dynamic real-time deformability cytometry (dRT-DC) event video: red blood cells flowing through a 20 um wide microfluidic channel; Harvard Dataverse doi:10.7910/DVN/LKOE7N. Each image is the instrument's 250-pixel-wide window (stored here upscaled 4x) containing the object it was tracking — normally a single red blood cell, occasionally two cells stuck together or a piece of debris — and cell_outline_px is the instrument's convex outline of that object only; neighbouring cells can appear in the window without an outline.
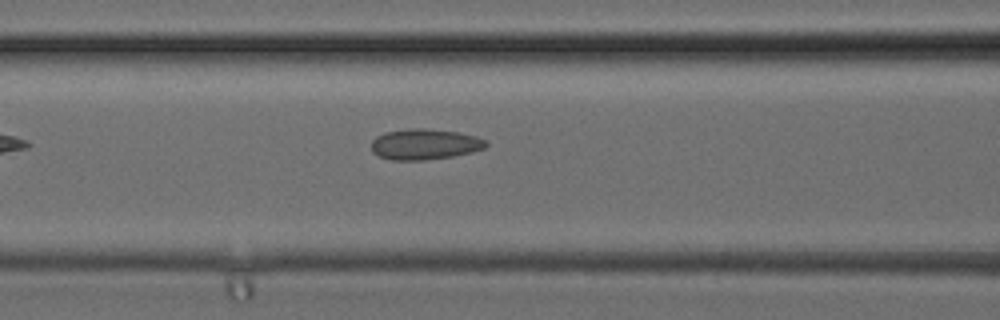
{"species": "common noctule bat (a hibernating species)", "species_latin": "Nyctalus noctula", "temperature_condition": "cold", "stored_images_in_passage": 5, "segment_of_instrument_passage": [1, 2], "camera_frame_rate_fps": 3000, "um_per_image_px": 0.085, "animal": {"sex": "female", "body_mass_g": 24.6, "forearm_length_mm": 56.2}, "frame": {"image": 1, "passage_image": 4, "time_ms": 1.0, "image_size_px": [1000, 320], "cell_outline_px": [[488, 144], [484, 148], [472, 152], [452, 156], [424, 160], [392, 160], [380, 156], [372, 152], [372, 140], [376, 136], [384, 132], [408, 128], [424, 128], [456, 132], [476, 136], [488, 140]], "centroid_in_image_um": [36.1, 12.25], "position_along_channel_um": 130.5, "area_um2": 20.58}}